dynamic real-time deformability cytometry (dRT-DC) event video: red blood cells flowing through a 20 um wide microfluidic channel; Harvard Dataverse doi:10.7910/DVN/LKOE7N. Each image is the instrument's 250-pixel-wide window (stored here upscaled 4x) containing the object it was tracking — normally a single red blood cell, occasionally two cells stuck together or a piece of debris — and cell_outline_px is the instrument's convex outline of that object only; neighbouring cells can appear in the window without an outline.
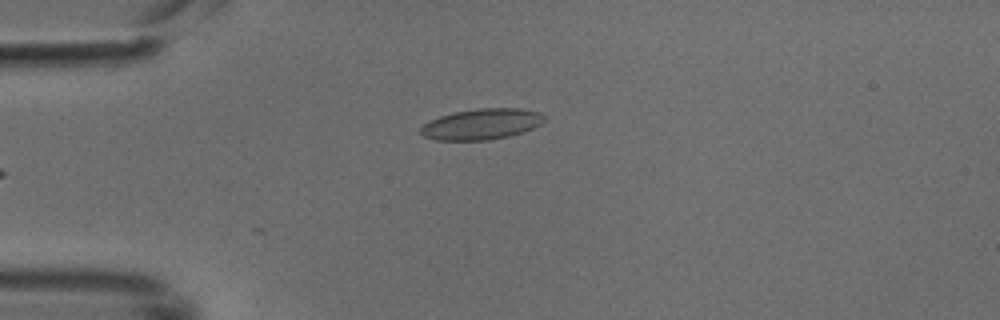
{"species": "common noctule bat (a hibernating species)", "species_latin": "Nyctalus noctula", "temperature_condition": "cold", "stored_images_in_passage": 22, "camera_frame_rate_fps": 3000, "um_per_image_px": 0.085, "animal": {"sex": "male", "body_mass_g": 18.8}, "frame": {"image": 1, "passage_image": 1, "time_ms": 0.0, "image_size_px": [1000, 320], "cell_outline_px": [[544, 120], [540, 124], [532, 128], [508, 136], [488, 140], [436, 140], [424, 136], [420, 132], [420, 128], [428, 120], [440, 116], [456, 112], [480, 108], [520, 108], [540, 112], [544, 116]], "centroid_in_image_um": [40.91, 10.54], "position_along_channel_um": 44.1, "area_um2": 22.02}}
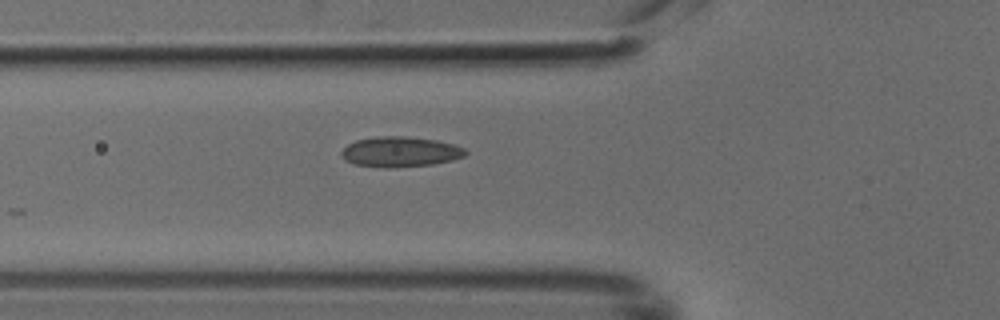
{"frame": {"image": 2, "passage_image": 6, "time_ms": 1.667, "image_size_px": [1000, 320], "cell_outline_px": [[468, 152], [464, 156], [452, 160], [432, 164], [392, 168], [380, 168], [356, 164], [344, 160], [340, 156], [340, 152], [348, 144], [356, 140], [376, 136], [404, 136], [436, 140], [452, 144], [464, 148]], "centroid_in_image_um": [33.98, 12.91], "position_along_channel_um": 91.8, "area_um2": 21.96}}
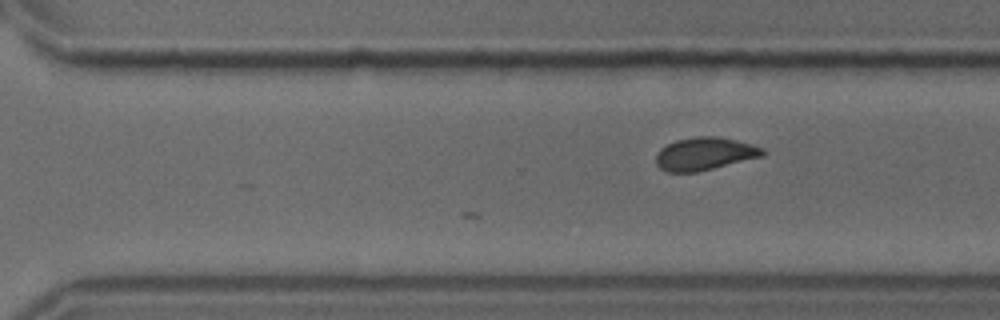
{"frame": {"image": 3, "passage_image": 22, "time_ms": 7.0, "image_size_px": [1000, 320], "cell_outline_px": [[764, 156], [696, 172], [668, 172], [660, 168], [656, 164], [656, 152], [660, 148], [676, 140], [696, 136], [716, 136], [736, 140], [752, 144], [764, 148]], "centroid_in_image_um": [59.89, 13.06], "position_along_channel_um": 310.7, "area_um2": 20.4}}